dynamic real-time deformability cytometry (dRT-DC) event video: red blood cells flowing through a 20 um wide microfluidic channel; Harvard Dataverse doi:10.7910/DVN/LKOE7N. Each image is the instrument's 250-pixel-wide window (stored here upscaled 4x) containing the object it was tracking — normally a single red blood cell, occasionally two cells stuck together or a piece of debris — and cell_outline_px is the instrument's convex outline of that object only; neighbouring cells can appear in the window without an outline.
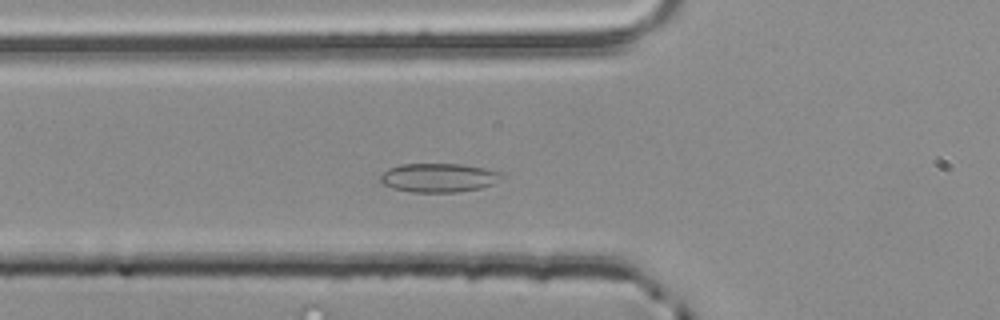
{"species": "common noctule bat (a hibernating species)", "species_latin": "Nyctalus noctula", "temperature_condition": "room temperature", "stored_images_in_passage": 49, "camera_frame_rate_fps": 3000, "um_per_image_px": 0.085, "animal": {"sex": "male", "body_mass_g": 20.4}, "frame": {"image": 1, "passage_image": 14, "time_ms": 4.333, "image_size_px": [1000, 320], "cell_outline_px": [[504, 176], [492, 184], [480, 188], [456, 192], [412, 192], [392, 188], [384, 184], [380, 180], [380, 176], [388, 168], [400, 164], [464, 164], [484, 168], [500, 172]], "centroid_in_image_um": [37.27, 15.1], "position_along_channel_um": 88.5, "area_um2": 20.35}}
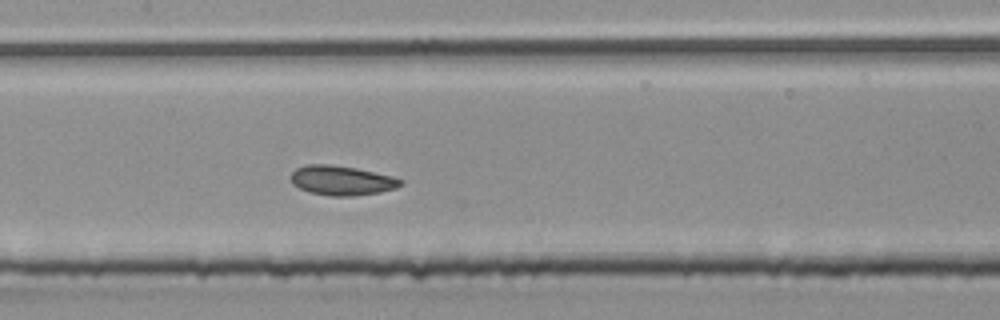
{"frame": {"image": 2, "passage_image": 21, "time_ms": 6.667, "image_size_px": [1000, 320], "cell_outline_px": [[404, 184], [396, 188], [380, 192], [352, 196], [332, 196], [308, 192], [292, 184], [292, 172], [296, 168], [308, 164], [328, 164], [356, 168], [392, 176], [404, 180]], "centroid_in_image_um": [29.07, 15.34], "position_along_channel_um": 178.3, "area_um2": 18.9}}
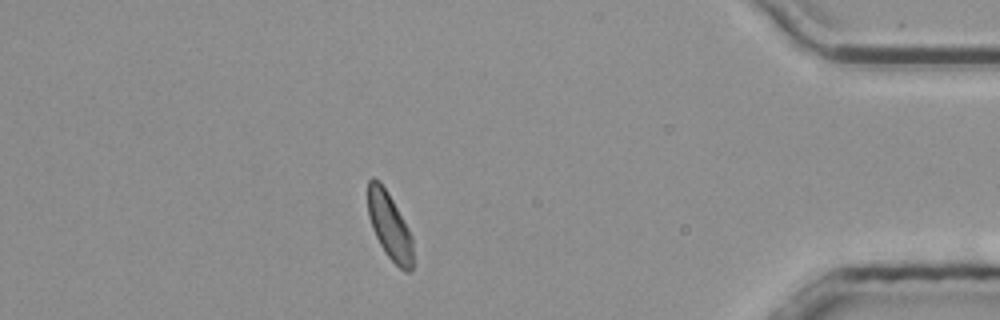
{"frame": {"image": 3, "passage_image": 42, "time_ms": 13.667, "image_size_px": [1000, 320], "cell_outline_px": [[412, 268], [408, 272], [404, 272], [388, 256], [380, 244], [372, 228], [368, 216], [368, 180], [372, 176], [388, 192], [408, 228], [412, 236]], "centroid_in_image_um": [33.1, 19.21], "position_along_channel_um": 402.1, "area_um2": 17.22}, "authors_computed_cell_mechanics": {"area_um2": 18.6116, "velocity_mm_per_s": 3.8357, "shape_relaxation_time_tau1_ms": 9.9243, "shape_relaxation_time_tau2_ms": 1.1092, "deformation_change_tau1": 0.0944, "deformation_change_tau2": 0.059}}